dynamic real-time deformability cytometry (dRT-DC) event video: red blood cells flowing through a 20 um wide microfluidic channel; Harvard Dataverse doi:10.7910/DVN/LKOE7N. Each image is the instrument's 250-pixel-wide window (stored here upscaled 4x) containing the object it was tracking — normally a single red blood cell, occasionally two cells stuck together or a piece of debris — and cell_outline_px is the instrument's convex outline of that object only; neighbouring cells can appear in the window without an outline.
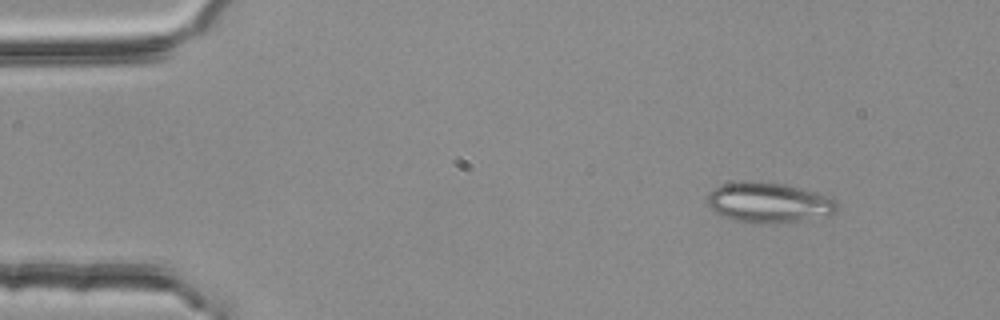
{"species": "common noctule bat (a hibernating species)", "species_latin": "Nyctalus noctula", "temperature_condition": "room temperature", "stored_images_in_passage": 4, "camera_frame_rate_fps": 3000, "um_per_image_px": 0.085, "animal": {"sex": "female", "body_mass_g": 25.1}, "frame": {"image": 1, "passage_image": 1, "time_ms": 0.0, "image_size_px": [1000, 320], "cell_outline_px": [[836, 212], [828, 216], [764, 224], [760, 224], [732, 220], [720, 216], [708, 204], [708, 192], [712, 188], [720, 184], [752, 180], [784, 184], [832, 196], [836, 200]], "centroid_in_image_um": [65.32, 17.21], "position_along_channel_um": 19.7, "area_um2": 30.58}}
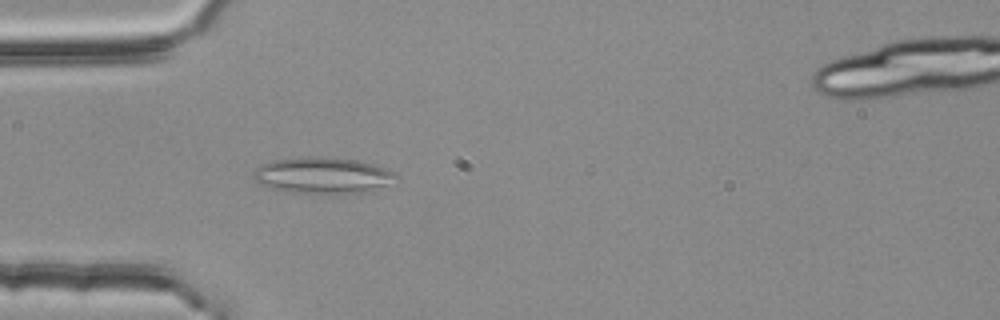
{"frame": {"image": 2, "passage_image": 3, "time_ms": 0.667, "image_size_px": [1000, 320], "cell_outline_px": [[400, 180], [368, 192], [284, 192], [268, 188], [256, 180], [252, 176], [252, 172], [260, 164], [272, 160], [312, 156], [320, 156], [356, 160], [372, 164], [396, 172], [400, 176]], "centroid_in_image_um": [27.44, 14.89], "position_along_channel_um": 57.6, "area_um2": 30.17}}